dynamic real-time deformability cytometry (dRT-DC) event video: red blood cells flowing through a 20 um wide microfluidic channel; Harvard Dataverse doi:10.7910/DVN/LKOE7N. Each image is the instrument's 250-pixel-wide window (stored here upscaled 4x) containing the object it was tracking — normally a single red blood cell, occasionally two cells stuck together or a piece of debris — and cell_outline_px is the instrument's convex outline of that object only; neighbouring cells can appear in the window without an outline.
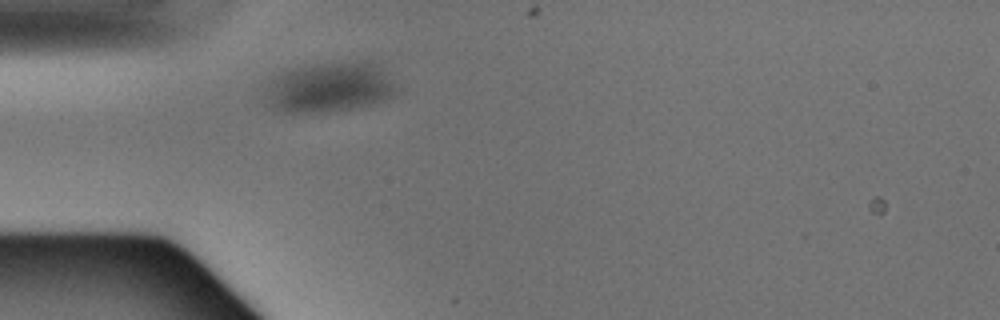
{"species": "Egyptian fruit bat (a non-hibernating species)", "species_latin": "Rousettus aegyptiacus", "temperature_condition": "warm", "stored_images_in_passage": 2, "camera_frame_rate_fps": 3000, "um_per_image_px": 0.085, "animal": {"sex": "male"}, "frame": {"image": 1, "passage_image": 2, "time_ms": 0.333, "image_size_px": [1000, 320], "cell_outline_px": [[396, 92], [384, 100], [352, 108], [328, 112], [284, 112], [272, 108], [268, 100], [268, 88], [272, 80], [284, 72], [296, 68], [324, 64], [372, 64], [384, 68], [392, 80], [396, 88]], "centroid_in_image_um": [28.02, 7.47], "position_along_channel_um": 57.0, "area_um2": 36.53}}